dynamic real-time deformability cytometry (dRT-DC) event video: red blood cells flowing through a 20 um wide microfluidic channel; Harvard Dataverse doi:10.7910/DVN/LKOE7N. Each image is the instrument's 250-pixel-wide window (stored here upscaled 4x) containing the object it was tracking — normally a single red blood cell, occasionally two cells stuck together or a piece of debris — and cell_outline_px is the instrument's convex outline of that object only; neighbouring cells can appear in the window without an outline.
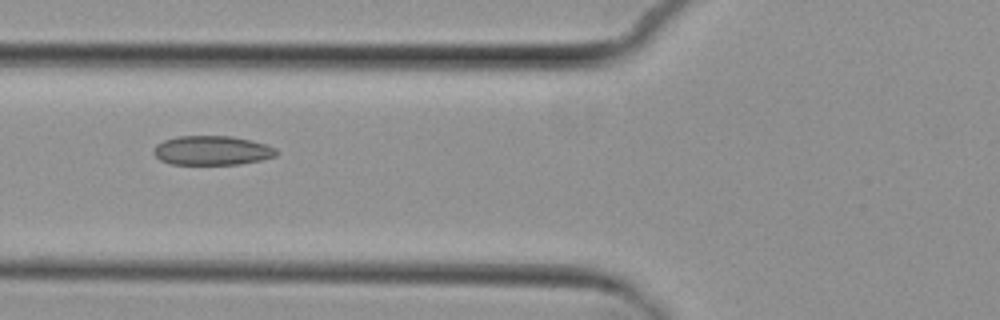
{"species": "common noctule bat (a hibernating species)", "species_latin": "Nyctalus noctula", "temperature_condition": "cold", "stored_images_in_passage": 6, "camera_frame_rate_fps": 3000, "um_per_image_px": 0.085, "animal": {"sex": "female", "body_mass_g": 29.2, "forearm_length_mm": 56.3}, "frame": {"image": 1, "passage_image": 5, "time_ms": 4.667, "image_size_px": [1000, 320], "cell_outline_px": [[280, 152], [276, 156], [260, 160], [240, 164], [172, 164], [160, 160], [152, 152], [152, 148], [156, 144], [164, 140], [176, 136], [232, 136], [252, 140], [276, 148]], "centroid_in_image_um": [18.02, 12.78], "position_along_channel_um": 107.8, "area_um2": 21.1}}
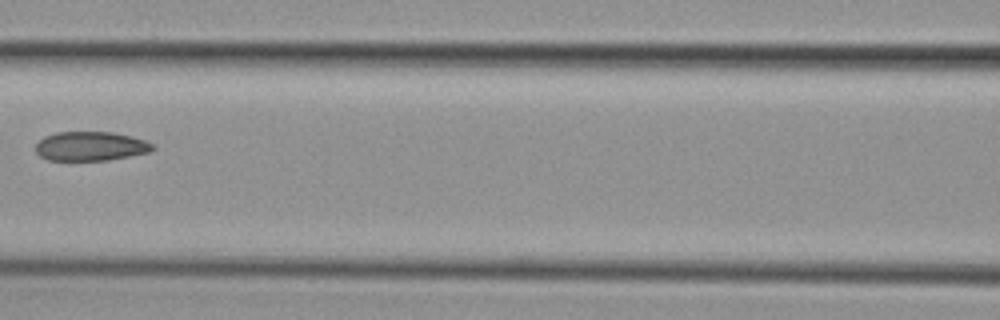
{"frame": {"image": 2, "passage_image": 6, "time_ms": 6.0, "image_size_px": [1000, 320], "cell_outline_px": [[156, 148], [148, 152], [108, 160], [48, 160], [40, 156], [36, 152], [36, 144], [44, 136], [56, 132], [112, 132], [132, 136], [144, 140], [152, 144]], "centroid_in_image_um": [7.68, 12.42], "position_along_channel_um": 158.9, "area_um2": 19.83}}